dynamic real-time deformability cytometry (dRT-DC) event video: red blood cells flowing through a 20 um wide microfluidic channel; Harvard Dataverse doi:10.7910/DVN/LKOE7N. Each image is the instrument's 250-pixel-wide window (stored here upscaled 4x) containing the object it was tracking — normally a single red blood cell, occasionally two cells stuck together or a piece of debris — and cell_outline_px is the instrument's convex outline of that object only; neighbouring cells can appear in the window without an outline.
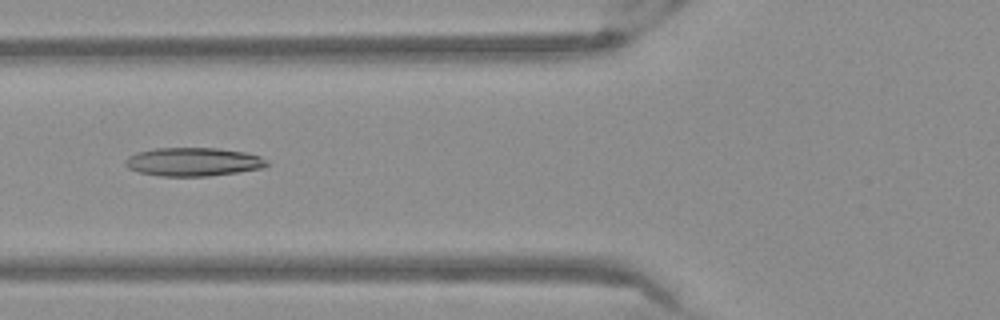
{"species": "Egyptian fruit bat (a non-hibernating species)", "species_latin": "Rousettus aegyptiacus", "temperature_condition": "warm", "stored_images_in_passage": 46, "camera_frame_rate_fps": 3000, "um_per_image_px": 0.085, "frame": {"image": 1, "passage_image": 15, "time_ms": 4.667, "image_size_px": [1000, 320], "cell_outline_px": [[268, 164], [264, 168], [208, 176], [160, 176], [140, 172], [128, 168], [124, 164], [124, 160], [128, 156], [136, 152], [156, 148], [216, 148], [244, 152], [260, 156], [268, 160]], "centroid_in_image_um": [16.41, 13.75], "position_along_channel_um": 109.4, "area_um2": 23.52}}
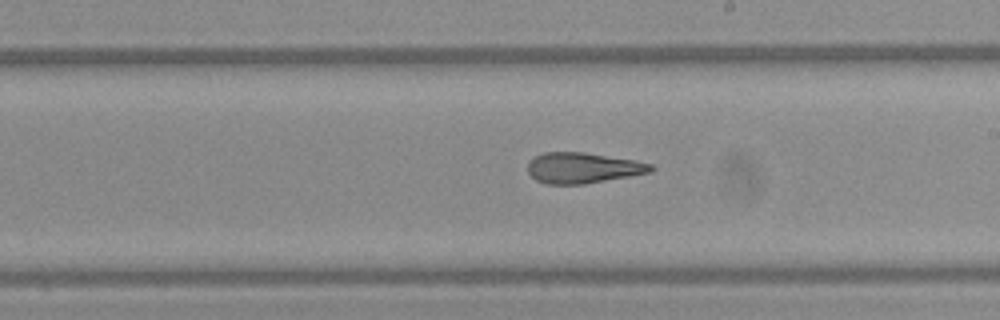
{"frame": {"image": 2, "passage_image": 25, "time_ms": 8.0, "image_size_px": [1000, 320], "cell_outline_px": [[656, 168], [652, 172], [584, 184], [544, 184], [536, 180], [528, 172], [528, 164], [536, 156], [544, 152], [584, 152], [636, 160], [652, 164]], "centroid_in_image_um": [49.58, 14.27], "position_along_channel_um": 239.4, "area_um2": 22.02}}
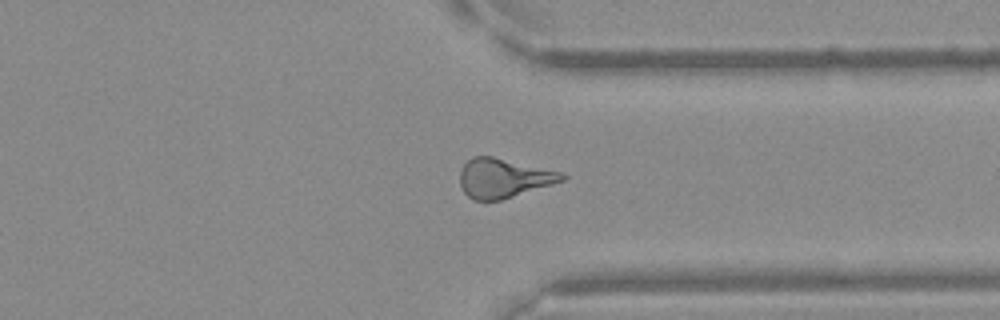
{"frame": {"image": 3, "passage_image": 35, "time_ms": 11.333, "image_size_px": [1000, 320], "cell_outline_px": [[568, 176], [564, 180], [552, 184], [500, 200], [472, 200], [464, 192], [460, 184], [460, 172], [464, 164], [472, 156], [492, 156], [564, 172]], "centroid_in_image_um": [42.81, 15.13], "position_along_channel_um": 368.6, "area_um2": 23.29}}